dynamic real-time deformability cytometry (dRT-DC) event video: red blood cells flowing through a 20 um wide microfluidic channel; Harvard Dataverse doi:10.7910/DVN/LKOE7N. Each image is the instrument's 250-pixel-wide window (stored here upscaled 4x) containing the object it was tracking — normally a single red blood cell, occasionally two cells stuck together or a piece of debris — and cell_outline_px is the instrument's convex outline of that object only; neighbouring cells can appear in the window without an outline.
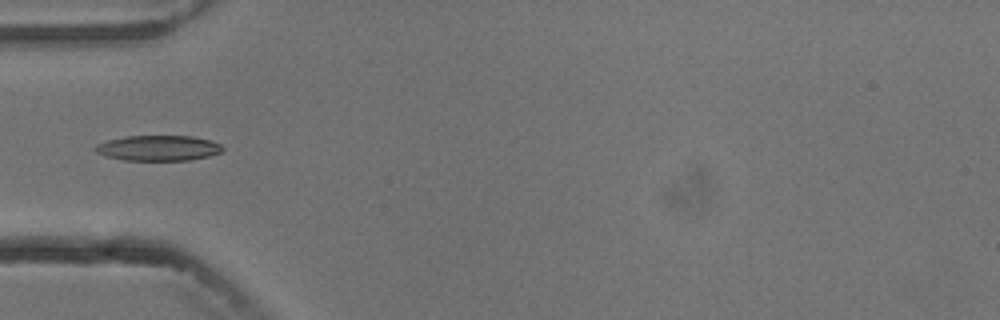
{"species": "common noctule bat (a hibernating species)", "species_latin": "Nyctalus noctula", "temperature_condition": "cold", "stored_images_in_passage": 4, "camera_frame_rate_fps": 3000, "um_per_image_px": 0.085, "animal": {"sex": "male", "body_mass_g": 13.3}, "frame": {"image": 1, "passage_image": 4, "time_ms": 4.333, "image_size_px": [1000, 320], "cell_outline_px": [[224, 148], [220, 152], [208, 156], [188, 160], [124, 160], [104, 156], [96, 152], [92, 148], [96, 144], [108, 140], [124, 136], [192, 136], [212, 140], [220, 144]], "centroid_in_image_um": [13.42, 12.58], "position_along_channel_um": 71.6, "area_um2": 18.9}}